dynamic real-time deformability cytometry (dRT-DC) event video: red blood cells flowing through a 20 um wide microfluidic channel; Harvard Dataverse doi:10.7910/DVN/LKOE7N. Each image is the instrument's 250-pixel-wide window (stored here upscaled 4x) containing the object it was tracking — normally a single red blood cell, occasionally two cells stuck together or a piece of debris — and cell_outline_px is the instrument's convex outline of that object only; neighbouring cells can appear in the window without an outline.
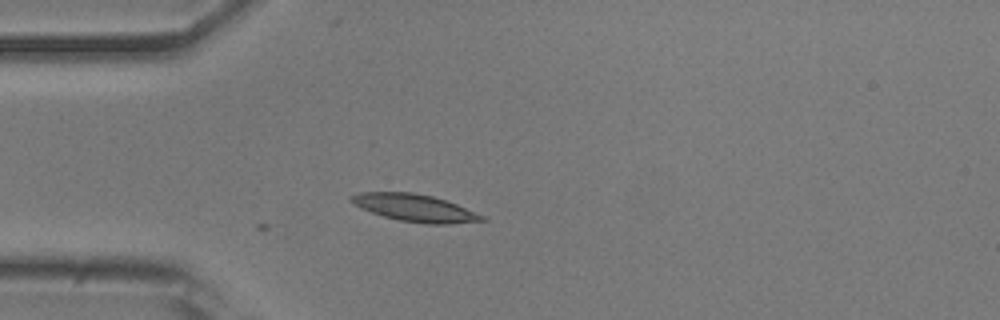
{"species": "common noctule bat (a hibernating species)", "species_latin": "Nyctalus noctula", "temperature_condition": "room temperature", "stored_images_in_passage": 9, "camera_frame_rate_fps": 3000, "um_per_image_px": 0.085, "animal": {"sex": "male", "body_mass_g": 20.5, "forearm_length_mm": 52.5}, "frame": {"image": 1, "passage_image": 1, "time_ms": 0.0, "image_size_px": [1000, 320], "cell_outline_px": [[488, 220], [448, 224], [428, 224], [400, 220], [384, 216], [360, 208], [348, 200], [348, 196], [360, 192], [412, 192], [432, 196], [456, 204], [484, 216]], "centroid_in_image_um": [35.22, 17.66], "position_along_channel_um": 49.8, "area_um2": 20.63}}